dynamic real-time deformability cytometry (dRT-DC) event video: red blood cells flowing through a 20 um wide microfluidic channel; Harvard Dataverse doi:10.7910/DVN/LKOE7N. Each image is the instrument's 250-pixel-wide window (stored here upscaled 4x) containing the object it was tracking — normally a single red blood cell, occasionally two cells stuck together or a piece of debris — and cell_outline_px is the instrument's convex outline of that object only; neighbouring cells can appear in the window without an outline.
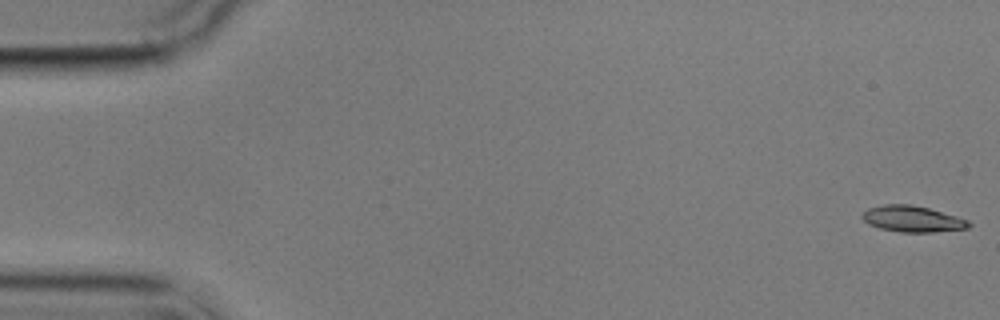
{"species": "common noctule bat (a hibernating species)", "species_latin": "Nyctalus noctula", "temperature_condition": "cold", "stored_images_in_passage": 7, "camera_frame_rate_fps": 3000, "um_per_image_px": 0.085, "animal": {"sex": "male", "body_mass_g": 17.9}, "frame": {"image": 1, "passage_image": 1, "time_ms": 0.0, "image_size_px": [1000, 320], "cell_outline_px": [[972, 224], [968, 228], [936, 232], [900, 232], [880, 228], [868, 224], [860, 216], [868, 208], [884, 204], [912, 204], [928, 208], [956, 216], [968, 220]], "centroid_in_image_um": [77.55, 18.61], "position_along_channel_um": 7.4, "area_um2": 16.24}}
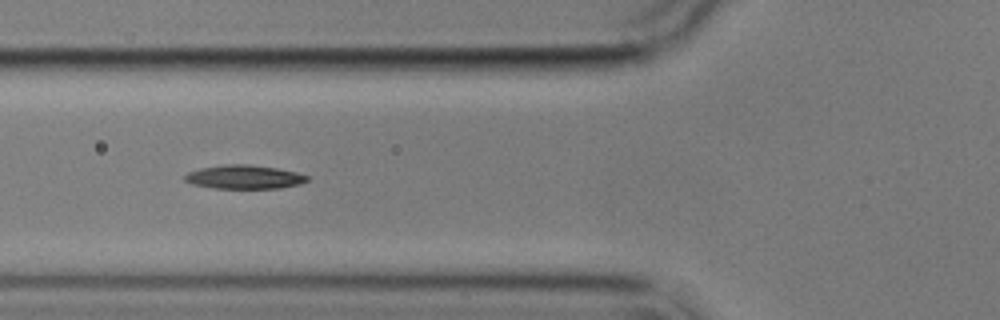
{"frame": {"image": 2, "passage_image": 6, "time_ms": 6.667, "image_size_px": [1000, 320], "cell_outline_px": [[308, 180], [300, 184], [280, 188], [212, 188], [192, 184], [184, 180], [184, 176], [188, 172], [200, 168], [224, 164], [248, 164], [276, 168], [296, 172], [308, 176]], "centroid_in_image_um": [20.73, 15.04], "position_along_channel_um": 105.1, "area_um2": 16.94}}
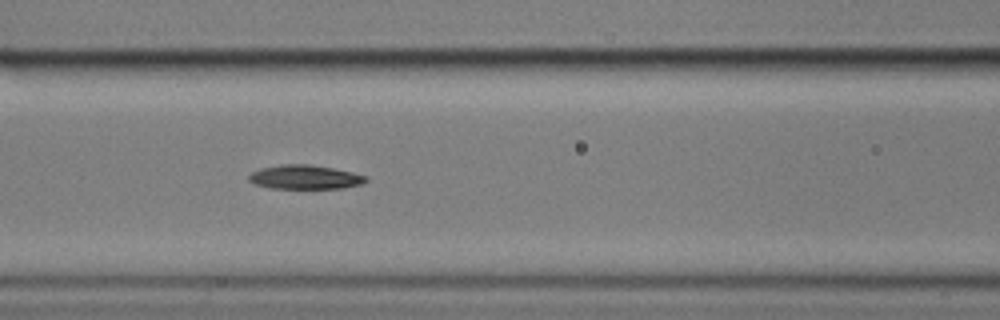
{"frame": {"image": 3, "passage_image": 7, "time_ms": 7.667, "image_size_px": [1000, 320], "cell_outline_px": [[368, 180], [360, 184], [344, 188], [268, 188], [256, 184], [248, 180], [248, 176], [252, 172], [260, 168], [280, 164], [308, 164], [332, 168], [352, 172], [368, 176]], "centroid_in_image_um": [25.91, 15.05], "position_along_channel_um": 140.7, "area_um2": 16.42}}